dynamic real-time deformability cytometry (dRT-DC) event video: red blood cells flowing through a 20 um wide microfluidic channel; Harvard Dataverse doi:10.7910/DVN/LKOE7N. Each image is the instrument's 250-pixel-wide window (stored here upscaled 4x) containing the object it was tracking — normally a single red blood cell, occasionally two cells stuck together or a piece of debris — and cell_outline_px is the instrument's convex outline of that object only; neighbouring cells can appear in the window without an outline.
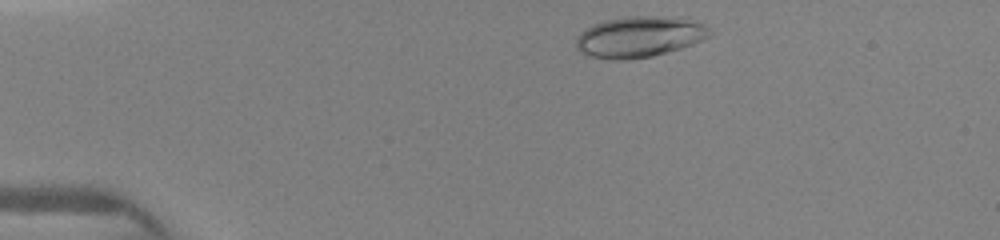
{"species": "human", "species_latin": "Homo sapiens", "temperature_condition": "warm", "stored_images_in_passage": 15, "camera_frame_rate_fps": 3000, "um_per_image_px": 0.085, "donor": {"sex": "female"}, "frame": {"image": 1, "passage_image": 2, "time_ms": 0.333, "image_size_px": [1000, 240], "cell_outline_px": [[708, 36], [692, 44], [680, 48], [652, 56], [628, 60], [608, 60], [588, 56], [580, 52], [576, 48], [576, 40], [580, 32], [604, 20], [624, 16], [644, 16], [696, 20], [704, 24], [708, 28]], "centroid_in_image_um": [54.28, 3.15], "position_along_channel_um": 30.7, "area_um2": 31.56}}
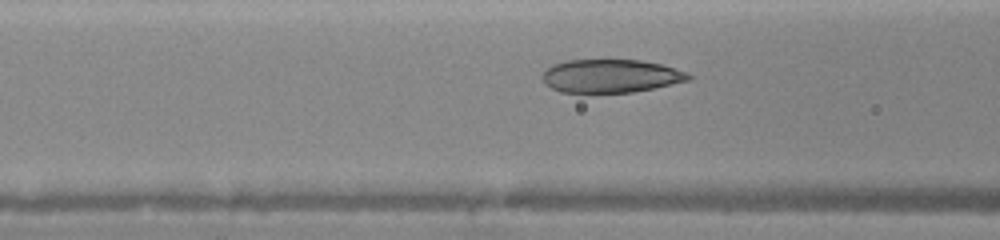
{"frame": {"image": 2, "passage_image": 10, "time_ms": 3.667, "image_size_px": [1000, 240], "cell_outline_px": [[692, 80], [632, 92], [560, 92], [544, 84], [540, 76], [552, 64], [568, 60], [604, 56], [640, 60], [660, 64], [688, 72], [692, 76]], "centroid_in_image_um": [51.88, 6.4], "position_along_channel_um": 114.7, "area_um2": 29.36}}
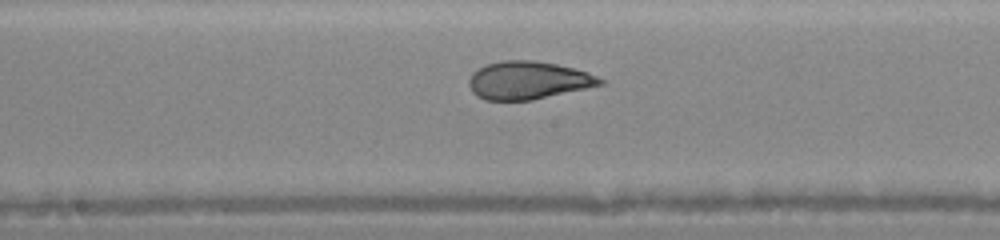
{"frame": {"image": 3, "passage_image": 14, "time_ms": 5.667, "image_size_px": [1000, 240], "cell_outline_px": [[604, 84], [532, 100], [484, 100], [476, 96], [472, 92], [468, 84], [468, 80], [472, 72], [488, 64], [504, 60], [532, 60], [556, 64], [588, 72], [604, 80]], "centroid_in_image_um": [44.86, 6.83], "position_along_channel_um": 203.3, "area_um2": 28.84}}